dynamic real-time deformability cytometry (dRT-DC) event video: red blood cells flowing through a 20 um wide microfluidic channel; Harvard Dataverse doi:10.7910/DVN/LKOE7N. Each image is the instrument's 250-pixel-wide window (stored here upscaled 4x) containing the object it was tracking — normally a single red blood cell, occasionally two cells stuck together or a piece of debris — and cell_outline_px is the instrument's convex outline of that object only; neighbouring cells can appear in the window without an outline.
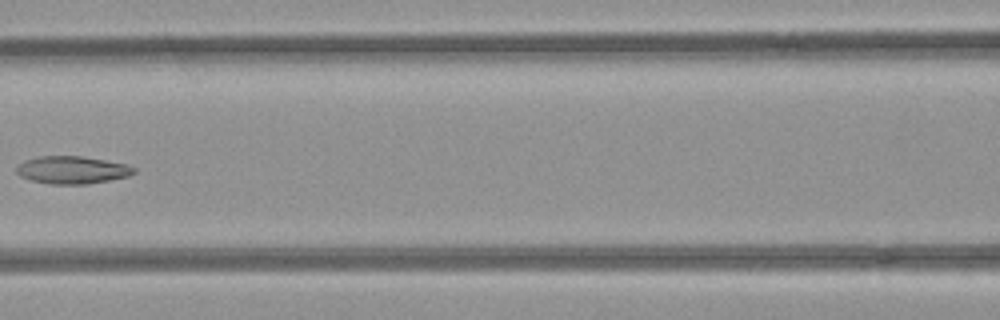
{"species": "common noctule bat (a hibernating species)", "species_latin": "Nyctalus noctula", "temperature_condition": "room temperature", "stored_images_in_passage": 8, "camera_frame_rate_fps": 3000, "um_per_image_px": 0.085, "animal": {"sex": "female", "body_mass_g": 21.9}, "frame": {"image": 1, "passage_image": 7, "time_ms": 2.0, "image_size_px": [1000, 320], "cell_outline_px": [[136, 172], [128, 176], [88, 184], [48, 184], [32, 180], [20, 176], [16, 172], [16, 168], [24, 160], [40, 156], [80, 156], [128, 164], [136, 168]], "centroid_in_image_um": [6.14, 14.44], "position_along_channel_um": 160.5, "area_um2": 18.84}}
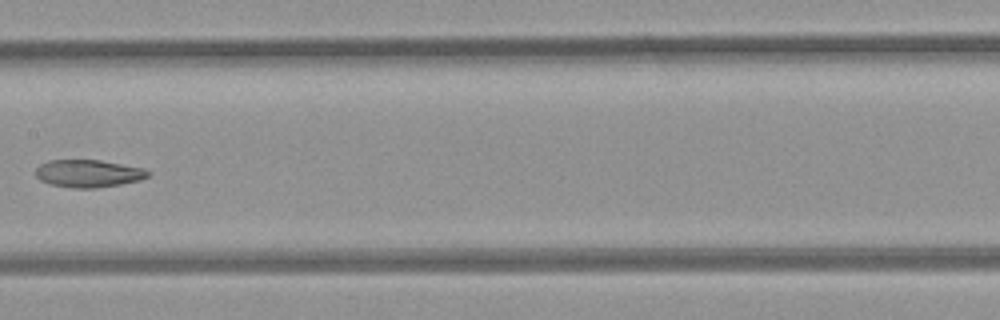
{"frame": {"image": 2, "passage_image": 8, "time_ms": 2.333, "image_size_px": [1000, 320], "cell_outline_px": [[152, 172], [148, 176], [140, 180], [120, 184], [96, 188], [72, 188], [48, 184], [40, 180], [36, 176], [36, 168], [40, 164], [48, 160], [100, 160], [144, 168]], "centroid_in_image_um": [7.5, 14.74], "position_along_channel_um": 199.9, "area_um2": 18.15}}